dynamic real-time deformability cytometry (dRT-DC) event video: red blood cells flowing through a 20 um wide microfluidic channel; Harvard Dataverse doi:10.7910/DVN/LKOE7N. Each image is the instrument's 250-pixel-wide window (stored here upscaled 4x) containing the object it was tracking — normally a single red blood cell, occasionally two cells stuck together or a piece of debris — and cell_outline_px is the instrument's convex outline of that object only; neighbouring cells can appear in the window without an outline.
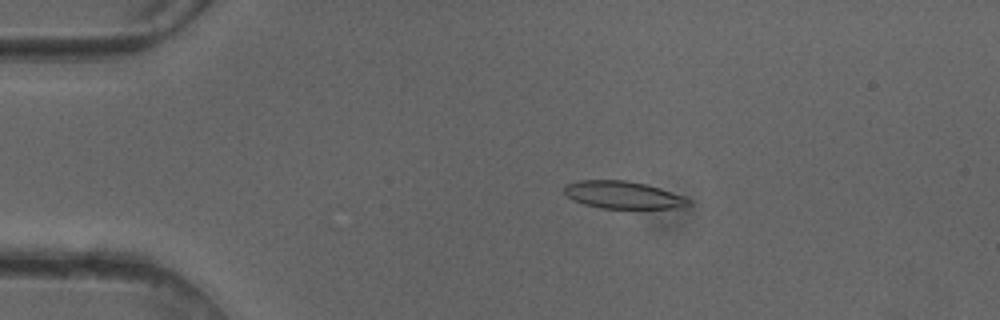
{"species": "common noctule bat (a hibernating species)", "species_latin": "Nyctalus noctula", "temperature_condition": "cold", "stored_images_in_passage": 50, "camera_frame_rate_fps": 3000, "um_per_image_px": 0.085, "animal": {"sex": "female"}, "frame": {"image": 1, "passage_image": 10, "time_ms": 3.0, "image_size_px": [1000, 320], "cell_outline_px": [[692, 204], [676, 208], [600, 208], [584, 204], [572, 200], [564, 192], [564, 188], [568, 184], [580, 180], [624, 180], [648, 184], [684, 196], [692, 200]], "centroid_in_image_um": [52.99, 16.57], "position_along_channel_um": 32.0, "area_um2": 19.88}}
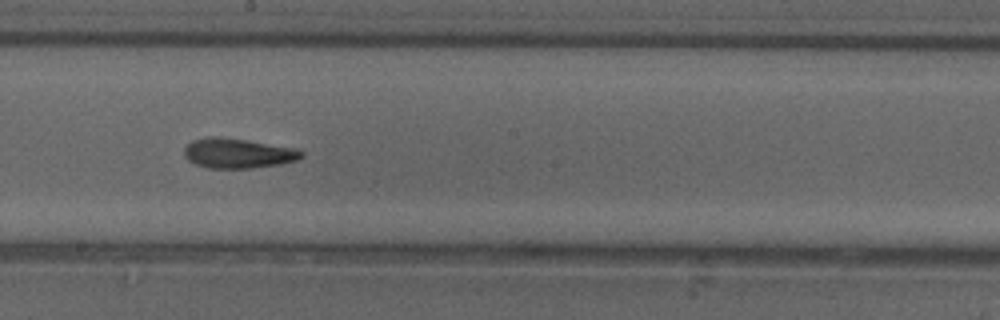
{"frame": {"image": 2, "passage_image": 28, "time_ms": 9.0, "image_size_px": [1000, 320], "cell_outline_px": [[304, 156], [296, 160], [280, 164], [248, 168], [208, 168], [196, 164], [188, 160], [184, 156], [184, 148], [192, 140], [208, 136], [220, 136], [300, 148], [304, 152]], "centroid_in_image_um": [20.24, 13.01], "position_along_channel_um": 228.0, "area_um2": 20.63}}
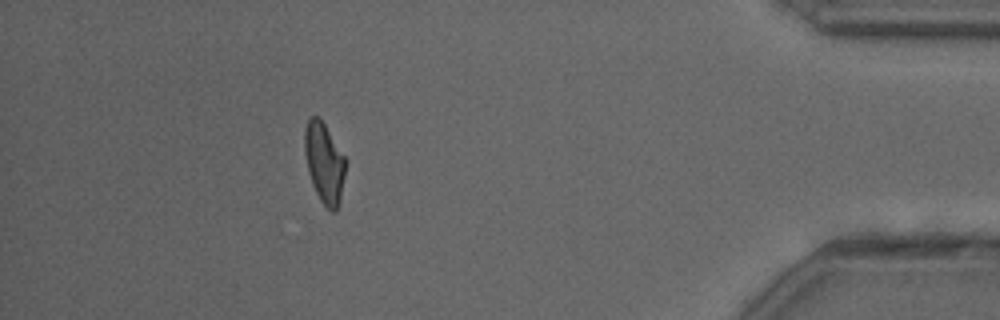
{"frame": {"image": 3, "passage_image": 45, "time_ms": 14.667, "image_size_px": [1000, 320], "cell_outline_px": [[344, 176], [340, 204], [336, 212], [332, 212], [320, 200], [312, 184], [308, 172], [304, 152], [304, 128], [308, 120], [312, 116], [316, 116], [324, 124], [344, 156]], "centroid_in_image_um": [27.54, 13.87], "position_along_channel_um": 407.7, "area_um2": 18.9}, "authors_computed_cell_mechanics": {"area_um2": 20.1433, "velocity_mm_per_s": 4.1098, "shape_relaxation_time_tau1_ms": 6.7476, "shape_relaxation_time_tau2_ms": 3.2047, "deformation_change_tau1": 0.2012, "deformation_change_tau2": 0.1218}}